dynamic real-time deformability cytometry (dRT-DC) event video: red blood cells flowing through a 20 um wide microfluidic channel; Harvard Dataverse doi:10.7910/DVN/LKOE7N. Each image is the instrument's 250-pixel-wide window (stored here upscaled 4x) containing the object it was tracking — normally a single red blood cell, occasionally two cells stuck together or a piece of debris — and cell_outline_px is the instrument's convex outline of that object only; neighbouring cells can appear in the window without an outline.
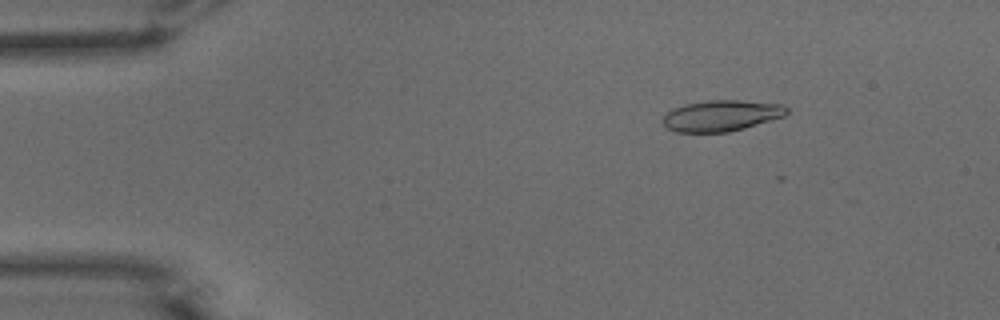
{"species": "common noctule bat (a hibernating species)", "species_latin": "Nyctalus noctula", "temperature_condition": "warm", "stored_images_in_passage": 18, "camera_frame_rate_fps": 3000, "um_per_image_px": 0.085, "animal": {"sex": "male", "body_mass_g": 15.6}, "frame": {"image": 1, "passage_image": 6, "time_ms": 1.667, "image_size_px": [1000, 320], "cell_outline_px": [[788, 112], [784, 116], [772, 120], [744, 128], [728, 132], [676, 132], [668, 128], [664, 124], [664, 116], [672, 108], [684, 104], [708, 100], [740, 100], [784, 104], [788, 108]], "centroid_in_image_um": [61.34, 9.82], "position_along_channel_um": 23.7, "area_um2": 22.43}}
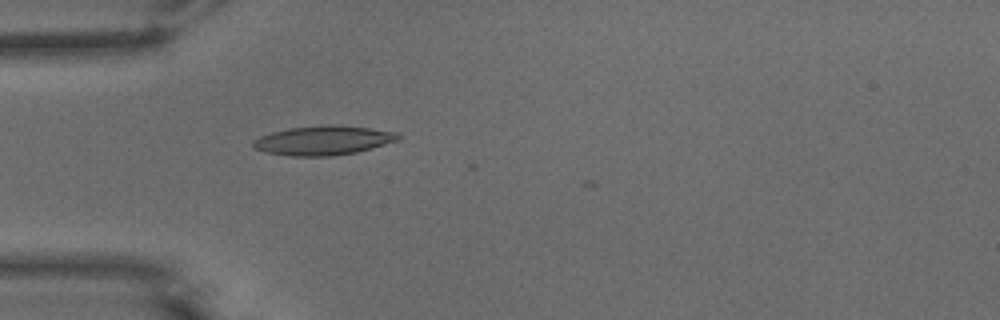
{"frame": {"image": 2, "passage_image": 14, "time_ms": 4.333, "image_size_px": [1000, 320], "cell_outline_px": [[400, 140], [356, 152], [332, 156], [292, 156], [268, 152], [252, 148], [252, 140], [260, 136], [272, 132], [288, 128], [324, 124], [340, 124], [400, 132]], "centroid_in_image_um": [27.5, 11.91], "position_along_channel_um": 57.5, "area_um2": 25.03}}